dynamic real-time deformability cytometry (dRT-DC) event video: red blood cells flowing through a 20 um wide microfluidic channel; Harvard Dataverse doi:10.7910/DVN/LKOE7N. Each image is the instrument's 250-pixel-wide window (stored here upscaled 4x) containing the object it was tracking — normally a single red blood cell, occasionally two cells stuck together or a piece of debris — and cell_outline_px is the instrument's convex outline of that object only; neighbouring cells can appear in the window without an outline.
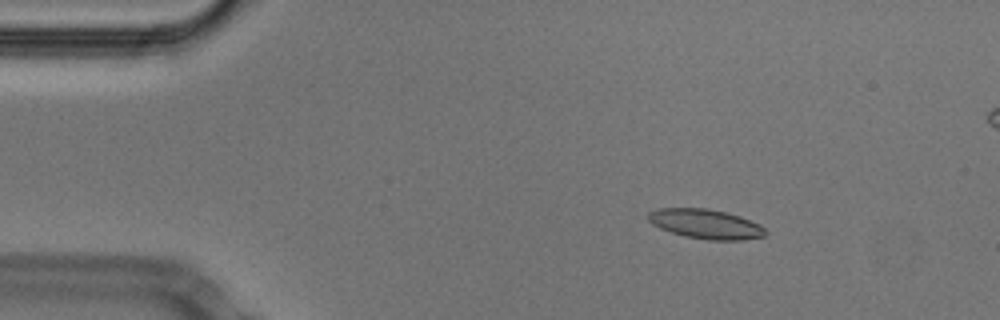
{"species": "Egyptian fruit bat (a non-hibernating species)", "species_latin": "Rousettus aegyptiacus", "temperature_condition": "cold", "stored_images_in_passage": 54, "segment_of_instrument_passage": [1, 2], "camera_frame_rate_fps": 3000, "um_per_image_px": 0.085, "animal": {"sex": "male"}, "frame": {"image": 1, "passage_image": 8, "time_ms": 2.333, "image_size_px": [1000, 320], "cell_outline_px": [[768, 232], [764, 236], [744, 240], [708, 240], [684, 236], [660, 228], [652, 224], [648, 220], [648, 212], [660, 208], [708, 208], [740, 216], [760, 224]], "centroid_in_image_um": [60.0, 19.04], "position_along_channel_um": 25.0, "area_um2": 20.23}}
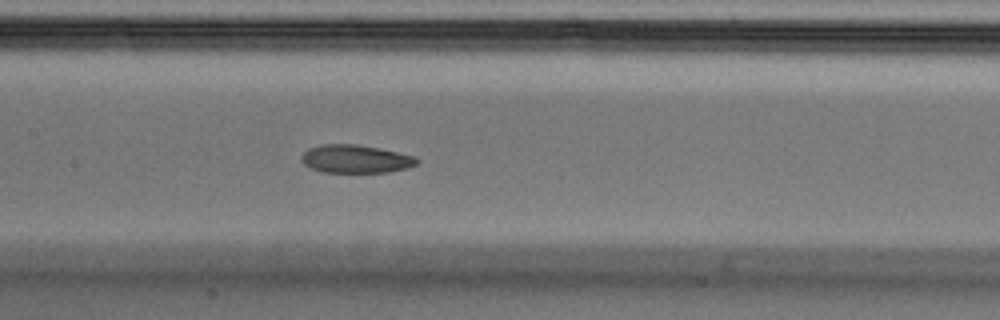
{"frame": {"image": 2, "passage_image": 25, "time_ms": 8.0, "image_size_px": [1000, 320], "cell_outline_px": [[420, 160], [416, 164], [408, 168], [388, 172], [320, 172], [304, 164], [300, 156], [308, 148], [320, 144], [356, 144], [380, 148], [416, 156]], "centroid_in_image_um": [30.24, 13.5], "position_along_channel_um": 177.2, "area_um2": 19.07}}
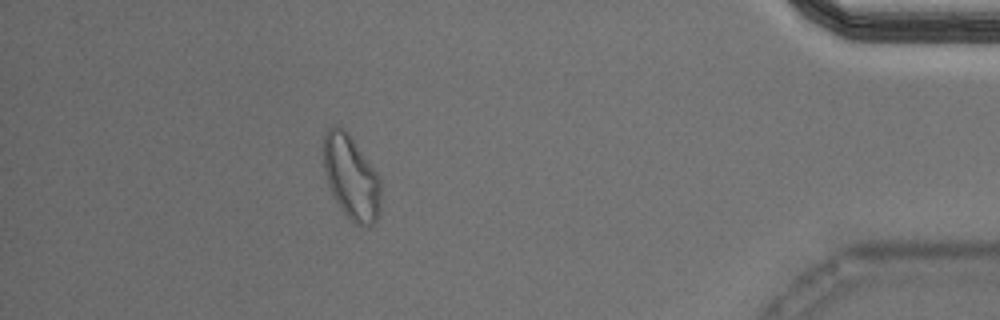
{"frame": {"image": 3, "passage_image": 47, "time_ms": 15.333, "image_size_px": [1000, 320], "cell_outline_px": [[380, 212], [376, 220], [368, 228], [364, 228], [356, 224], [340, 208], [332, 196], [324, 172], [324, 136], [328, 128], [332, 124], [336, 124], [344, 128], [348, 132], [376, 172], [380, 180]], "centroid_in_image_um": [29.84, 15.08], "position_along_channel_um": 405.4, "area_um2": 28.21}}